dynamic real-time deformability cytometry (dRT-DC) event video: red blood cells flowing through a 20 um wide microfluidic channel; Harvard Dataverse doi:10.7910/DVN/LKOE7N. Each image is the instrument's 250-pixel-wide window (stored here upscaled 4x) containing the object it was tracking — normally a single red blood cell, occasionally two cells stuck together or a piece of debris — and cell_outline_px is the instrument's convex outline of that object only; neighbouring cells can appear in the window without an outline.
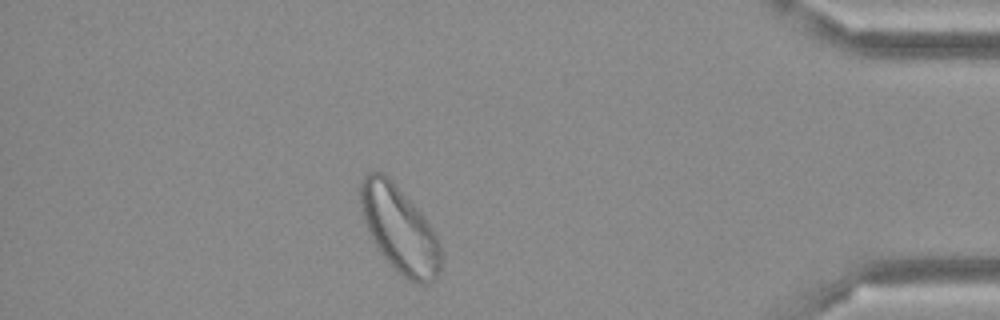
{"species": "Egyptian fruit bat (a non-hibernating species)", "species_latin": "Rousettus aegyptiacus", "temperature_condition": "cold", "stored_images_in_passage": 45, "camera_frame_rate_fps": 3000, "um_per_image_px": 0.085, "frame": {"image": 1, "passage_image": 39, "time_ms": 12.667, "image_size_px": [1000, 320], "cell_outline_px": [[440, 272], [436, 280], [428, 284], [416, 284], [408, 280], [396, 272], [380, 252], [368, 232], [360, 208], [360, 184], [364, 176], [368, 172], [380, 172], [388, 176], [392, 180], [424, 216], [432, 228], [440, 244]], "centroid_in_image_um": [33.95, 19.52], "position_along_channel_um": 401.2, "area_um2": 40.52}}